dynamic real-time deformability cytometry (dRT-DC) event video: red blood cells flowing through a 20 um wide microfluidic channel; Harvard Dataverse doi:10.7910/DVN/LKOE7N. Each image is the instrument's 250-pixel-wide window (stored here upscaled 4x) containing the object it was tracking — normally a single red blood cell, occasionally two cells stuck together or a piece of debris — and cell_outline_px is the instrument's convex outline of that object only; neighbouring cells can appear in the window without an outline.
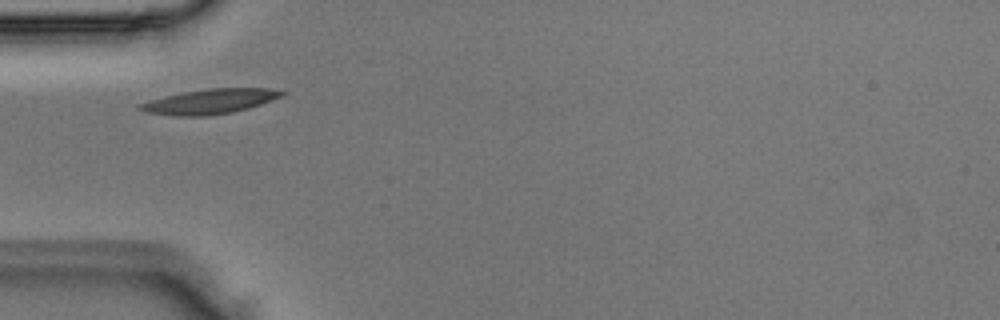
{"species": "Egyptian fruit bat (a non-hibernating species)", "species_latin": "Rousettus aegyptiacus", "temperature_condition": "room temperature", "stored_images_in_passage": 5, "camera_frame_rate_fps": 3000, "um_per_image_px": 0.085, "animal": {"sex": "male"}, "frame": {"image": 1, "passage_image": 4, "time_ms": 1.0, "image_size_px": [1000, 320], "cell_outline_px": [[288, 92], [284, 96], [248, 108], [232, 112], [208, 116], [172, 116], [144, 112], [136, 108], [136, 104], [184, 92], [208, 88], [272, 88]], "centroid_in_image_um": [17.85, 8.63], "position_along_channel_um": 67.1, "area_um2": 20.63}}